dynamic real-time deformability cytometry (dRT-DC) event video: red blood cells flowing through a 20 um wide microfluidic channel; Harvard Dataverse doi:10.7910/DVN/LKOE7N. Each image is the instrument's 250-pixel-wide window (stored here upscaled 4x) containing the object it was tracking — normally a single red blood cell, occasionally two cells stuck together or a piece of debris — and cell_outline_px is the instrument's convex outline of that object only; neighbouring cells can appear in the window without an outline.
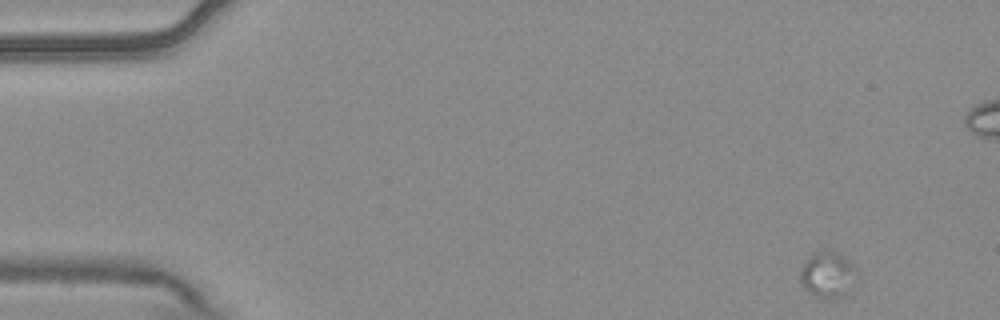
{"species": "common noctule bat (a hibernating species)", "species_latin": "Nyctalus noctula", "temperature_condition": "warm", "stored_images_in_passage": 9, "camera_frame_rate_fps": 3000, "um_per_image_px": 0.085, "animal": {"sex": "male", "body_mass_g": 20.4}, "frame": {"image": 1, "passage_image": 1, "time_ms": 0.0, "image_size_px": [1000, 320], "cell_outline_px": [[856, 288], [844, 296], [836, 300], [820, 300], [808, 292], [800, 284], [800, 268], [808, 256], [812, 252], [836, 252], [848, 260], [856, 268]], "centroid_in_image_um": [70.37, 23.44], "position_along_channel_um": 14.6, "area_um2": 15.9}}
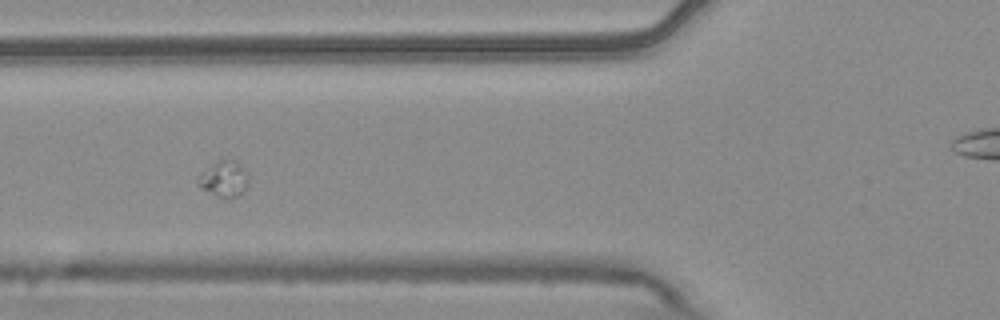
{"frame": {"image": 2, "passage_image": 6, "time_ms": 1.667, "image_size_px": [1000, 320], "cell_outline_px": [[248, 184], [240, 196], [216, 196], [200, 188], [196, 184], [196, 176], [212, 164], [220, 160], [236, 160], [244, 168], [248, 176]], "centroid_in_image_um": [19.01, 15.2], "position_along_channel_um": 106.8, "area_um2": 10.58}}